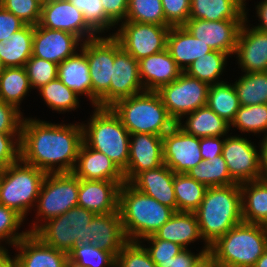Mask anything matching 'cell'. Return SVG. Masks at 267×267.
<instances>
[{"instance_id":"6da1fadb","label":"cell","mask_w":267,"mask_h":267,"mask_svg":"<svg viewBox=\"0 0 267 267\" xmlns=\"http://www.w3.org/2000/svg\"><path fill=\"white\" fill-rule=\"evenodd\" d=\"M82 142V123L53 124L23 118L20 159L45 173H72Z\"/></svg>"},{"instance_id":"7a4b0ae2","label":"cell","mask_w":267,"mask_h":267,"mask_svg":"<svg viewBox=\"0 0 267 267\" xmlns=\"http://www.w3.org/2000/svg\"><path fill=\"white\" fill-rule=\"evenodd\" d=\"M194 213L204 245L209 247L243 221L240 184L207 188L199 208Z\"/></svg>"},{"instance_id":"3957f363","label":"cell","mask_w":267,"mask_h":267,"mask_svg":"<svg viewBox=\"0 0 267 267\" xmlns=\"http://www.w3.org/2000/svg\"><path fill=\"white\" fill-rule=\"evenodd\" d=\"M118 210L126 239L140 241L153 235L175 211L125 182L119 189Z\"/></svg>"},{"instance_id":"277c9868","label":"cell","mask_w":267,"mask_h":267,"mask_svg":"<svg viewBox=\"0 0 267 267\" xmlns=\"http://www.w3.org/2000/svg\"><path fill=\"white\" fill-rule=\"evenodd\" d=\"M267 249V226L241 222L209 246L220 267H253Z\"/></svg>"},{"instance_id":"5b68a950","label":"cell","mask_w":267,"mask_h":267,"mask_svg":"<svg viewBox=\"0 0 267 267\" xmlns=\"http://www.w3.org/2000/svg\"><path fill=\"white\" fill-rule=\"evenodd\" d=\"M110 108L130 134L163 136L176 125L157 91H143L120 99Z\"/></svg>"},{"instance_id":"8992f818","label":"cell","mask_w":267,"mask_h":267,"mask_svg":"<svg viewBox=\"0 0 267 267\" xmlns=\"http://www.w3.org/2000/svg\"><path fill=\"white\" fill-rule=\"evenodd\" d=\"M87 125L82 124L83 142L104 153L124 172L129 159L130 133L110 107H94Z\"/></svg>"},{"instance_id":"52a82bcc","label":"cell","mask_w":267,"mask_h":267,"mask_svg":"<svg viewBox=\"0 0 267 267\" xmlns=\"http://www.w3.org/2000/svg\"><path fill=\"white\" fill-rule=\"evenodd\" d=\"M47 173L21 159L0 170V204L15 210L24 219L35 207Z\"/></svg>"},{"instance_id":"ba28073f","label":"cell","mask_w":267,"mask_h":267,"mask_svg":"<svg viewBox=\"0 0 267 267\" xmlns=\"http://www.w3.org/2000/svg\"><path fill=\"white\" fill-rule=\"evenodd\" d=\"M95 215L96 213L90 210L75 206L44 224L34 222L28 232L37 235L45 244L69 254L78 244H91L88 225Z\"/></svg>"},{"instance_id":"9c48e42d","label":"cell","mask_w":267,"mask_h":267,"mask_svg":"<svg viewBox=\"0 0 267 267\" xmlns=\"http://www.w3.org/2000/svg\"><path fill=\"white\" fill-rule=\"evenodd\" d=\"M81 50L86 54L92 82V106L110 107V82L115 58V38L98 36L84 41Z\"/></svg>"},{"instance_id":"30bf717a","label":"cell","mask_w":267,"mask_h":267,"mask_svg":"<svg viewBox=\"0 0 267 267\" xmlns=\"http://www.w3.org/2000/svg\"><path fill=\"white\" fill-rule=\"evenodd\" d=\"M80 179L73 173H47L37 198L38 217L43 222L78 206Z\"/></svg>"},{"instance_id":"8fae6325","label":"cell","mask_w":267,"mask_h":267,"mask_svg":"<svg viewBox=\"0 0 267 267\" xmlns=\"http://www.w3.org/2000/svg\"><path fill=\"white\" fill-rule=\"evenodd\" d=\"M209 86L182 72L175 81L162 86L157 93L177 124L185 115L207 105Z\"/></svg>"},{"instance_id":"7c38bea8","label":"cell","mask_w":267,"mask_h":267,"mask_svg":"<svg viewBox=\"0 0 267 267\" xmlns=\"http://www.w3.org/2000/svg\"><path fill=\"white\" fill-rule=\"evenodd\" d=\"M171 26L123 21L112 36L137 61L166 49Z\"/></svg>"},{"instance_id":"4fadbf2b","label":"cell","mask_w":267,"mask_h":267,"mask_svg":"<svg viewBox=\"0 0 267 267\" xmlns=\"http://www.w3.org/2000/svg\"><path fill=\"white\" fill-rule=\"evenodd\" d=\"M260 150L246 137L224 139L222 156L231 178L238 184L260 179Z\"/></svg>"},{"instance_id":"5bb4252c","label":"cell","mask_w":267,"mask_h":267,"mask_svg":"<svg viewBox=\"0 0 267 267\" xmlns=\"http://www.w3.org/2000/svg\"><path fill=\"white\" fill-rule=\"evenodd\" d=\"M163 161L174 173H187L203 161L199 137L187 134L176 124L162 136Z\"/></svg>"},{"instance_id":"9a60e30c","label":"cell","mask_w":267,"mask_h":267,"mask_svg":"<svg viewBox=\"0 0 267 267\" xmlns=\"http://www.w3.org/2000/svg\"><path fill=\"white\" fill-rule=\"evenodd\" d=\"M244 20L206 21L188 19L183 25L196 39L208 44L214 51L229 55L235 53L237 39Z\"/></svg>"},{"instance_id":"2e32d148","label":"cell","mask_w":267,"mask_h":267,"mask_svg":"<svg viewBox=\"0 0 267 267\" xmlns=\"http://www.w3.org/2000/svg\"><path fill=\"white\" fill-rule=\"evenodd\" d=\"M39 25L70 32L83 42L99 36L85 23L82 12L68 0H49L43 5Z\"/></svg>"},{"instance_id":"e0dca14e","label":"cell","mask_w":267,"mask_h":267,"mask_svg":"<svg viewBox=\"0 0 267 267\" xmlns=\"http://www.w3.org/2000/svg\"><path fill=\"white\" fill-rule=\"evenodd\" d=\"M82 42L78 36L70 32L52 30L38 24L34 26L32 56L60 64L75 55Z\"/></svg>"},{"instance_id":"ac0fdd59","label":"cell","mask_w":267,"mask_h":267,"mask_svg":"<svg viewBox=\"0 0 267 267\" xmlns=\"http://www.w3.org/2000/svg\"><path fill=\"white\" fill-rule=\"evenodd\" d=\"M130 138L127 169L123 172L125 182H130L142 171L164 164L162 136L135 133L130 134Z\"/></svg>"},{"instance_id":"d6986e66","label":"cell","mask_w":267,"mask_h":267,"mask_svg":"<svg viewBox=\"0 0 267 267\" xmlns=\"http://www.w3.org/2000/svg\"><path fill=\"white\" fill-rule=\"evenodd\" d=\"M138 61L115 39V58L110 82V106L116 101L143 92Z\"/></svg>"},{"instance_id":"ffe728a7","label":"cell","mask_w":267,"mask_h":267,"mask_svg":"<svg viewBox=\"0 0 267 267\" xmlns=\"http://www.w3.org/2000/svg\"><path fill=\"white\" fill-rule=\"evenodd\" d=\"M20 252L12 257V267H68V254L45 244L28 233L14 246Z\"/></svg>"},{"instance_id":"44dd1931","label":"cell","mask_w":267,"mask_h":267,"mask_svg":"<svg viewBox=\"0 0 267 267\" xmlns=\"http://www.w3.org/2000/svg\"><path fill=\"white\" fill-rule=\"evenodd\" d=\"M247 12L237 39L235 53L244 73L267 71V32L247 27Z\"/></svg>"},{"instance_id":"7402d4cb","label":"cell","mask_w":267,"mask_h":267,"mask_svg":"<svg viewBox=\"0 0 267 267\" xmlns=\"http://www.w3.org/2000/svg\"><path fill=\"white\" fill-rule=\"evenodd\" d=\"M72 173L84 180L116 181L120 186L125 183L118 166L104 153L88 147L84 142L79 148Z\"/></svg>"},{"instance_id":"603a6c76","label":"cell","mask_w":267,"mask_h":267,"mask_svg":"<svg viewBox=\"0 0 267 267\" xmlns=\"http://www.w3.org/2000/svg\"><path fill=\"white\" fill-rule=\"evenodd\" d=\"M119 189L116 181L80 179L78 206L96 214L117 212Z\"/></svg>"},{"instance_id":"cb8c5ba5","label":"cell","mask_w":267,"mask_h":267,"mask_svg":"<svg viewBox=\"0 0 267 267\" xmlns=\"http://www.w3.org/2000/svg\"><path fill=\"white\" fill-rule=\"evenodd\" d=\"M175 173L165 164L138 173L129 183L139 191L177 212L174 191Z\"/></svg>"},{"instance_id":"d4e9b609","label":"cell","mask_w":267,"mask_h":267,"mask_svg":"<svg viewBox=\"0 0 267 267\" xmlns=\"http://www.w3.org/2000/svg\"><path fill=\"white\" fill-rule=\"evenodd\" d=\"M138 68L145 91H158L162 86L175 81L183 72L167 48L139 60Z\"/></svg>"},{"instance_id":"484cf974","label":"cell","mask_w":267,"mask_h":267,"mask_svg":"<svg viewBox=\"0 0 267 267\" xmlns=\"http://www.w3.org/2000/svg\"><path fill=\"white\" fill-rule=\"evenodd\" d=\"M88 238L99 249L111 252L115 257L128 241L123 231L119 210L96 214L88 225Z\"/></svg>"},{"instance_id":"4316f807","label":"cell","mask_w":267,"mask_h":267,"mask_svg":"<svg viewBox=\"0 0 267 267\" xmlns=\"http://www.w3.org/2000/svg\"><path fill=\"white\" fill-rule=\"evenodd\" d=\"M166 48L183 72L192 62L213 51L208 44L196 39L184 26L170 27Z\"/></svg>"},{"instance_id":"83f0119b","label":"cell","mask_w":267,"mask_h":267,"mask_svg":"<svg viewBox=\"0 0 267 267\" xmlns=\"http://www.w3.org/2000/svg\"><path fill=\"white\" fill-rule=\"evenodd\" d=\"M154 235L161 240L171 241L188 249L190 243L202 239L194 212H175Z\"/></svg>"},{"instance_id":"f1b7e54d","label":"cell","mask_w":267,"mask_h":267,"mask_svg":"<svg viewBox=\"0 0 267 267\" xmlns=\"http://www.w3.org/2000/svg\"><path fill=\"white\" fill-rule=\"evenodd\" d=\"M245 0H191L189 19L245 20Z\"/></svg>"},{"instance_id":"f546056e","label":"cell","mask_w":267,"mask_h":267,"mask_svg":"<svg viewBox=\"0 0 267 267\" xmlns=\"http://www.w3.org/2000/svg\"><path fill=\"white\" fill-rule=\"evenodd\" d=\"M34 25L23 28L0 41V61L3 68L24 67L32 56Z\"/></svg>"},{"instance_id":"4dcf8cb0","label":"cell","mask_w":267,"mask_h":267,"mask_svg":"<svg viewBox=\"0 0 267 267\" xmlns=\"http://www.w3.org/2000/svg\"><path fill=\"white\" fill-rule=\"evenodd\" d=\"M58 78L77 95H86L92 103V82L86 54L80 49V54L65 59L58 64Z\"/></svg>"},{"instance_id":"1f68e13d","label":"cell","mask_w":267,"mask_h":267,"mask_svg":"<svg viewBox=\"0 0 267 267\" xmlns=\"http://www.w3.org/2000/svg\"><path fill=\"white\" fill-rule=\"evenodd\" d=\"M243 222L267 226V181L258 179L240 184Z\"/></svg>"},{"instance_id":"d6a6232c","label":"cell","mask_w":267,"mask_h":267,"mask_svg":"<svg viewBox=\"0 0 267 267\" xmlns=\"http://www.w3.org/2000/svg\"><path fill=\"white\" fill-rule=\"evenodd\" d=\"M186 119L184 125L179 121L178 126L187 134L195 137H216L223 138L227 135L230 129V124L218 116L207 105L198 108L192 113L185 115Z\"/></svg>"},{"instance_id":"836d02e7","label":"cell","mask_w":267,"mask_h":267,"mask_svg":"<svg viewBox=\"0 0 267 267\" xmlns=\"http://www.w3.org/2000/svg\"><path fill=\"white\" fill-rule=\"evenodd\" d=\"M30 86L25 67L3 68L0 74V100L20 110V103Z\"/></svg>"},{"instance_id":"e575fe53","label":"cell","mask_w":267,"mask_h":267,"mask_svg":"<svg viewBox=\"0 0 267 267\" xmlns=\"http://www.w3.org/2000/svg\"><path fill=\"white\" fill-rule=\"evenodd\" d=\"M207 106L231 125L241 106L234 85L225 81L210 85Z\"/></svg>"},{"instance_id":"d590c367","label":"cell","mask_w":267,"mask_h":267,"mask_svg":"<svg viewBox=\"0 0 267 267\" xmlns=\"http://www.w3.org/2000/svg\"><path fill=\"white\" fill-rule=\"evenodd\" d=\"M174 191L178 212H195L205 195L207 187L186 173H175Z\"/></svg>"},{"instance_id":"8d00e7d4","label":"cell","mask_w":267,"mask_h":267,"mask_svg":"<svg viewBox=\"0 0 267 267\" xmlns=\"http://www.w3.org/2000/svg\"><path fill=\"white\" fill-rule=\"evenodd\" d=\"M186 174L207 188L236 184L228 172L227 164L222 155L201 161L197 166L188 170Z\"/></svg>"},{"instance_id":"74e56055","label":"cell","mask_w":267,"mask_h":267,"mask_svg":"<svg viewBox=\"0 0 267 267\" xmlns=\"http://www.w3.org/2000/svg\"><path fill=\"white\" fill-rule=\"evenodd\" d=\"M233 85L241 106L267 104V71L244 73Z\"/></svg>"},{"instance_id":"f35d334b","label":"cell","mask_w":267,"mask_h":267,"mask_svg":"<svg viewBox=\"0 0 267 267\" xmlns=\"http://www.w3.org/2000/svg\"><path fill=\"white\" fill-rule=\"evenodd\" d=\"M229 56L227 53L213 50L192 62L184 72L188 76L204 81L209 85L224 82L220 81L219 77L225 69Z\"/></svg>"},{"instance_id":"ab89813d","label":"cell","mask_w":267,"mask_h":267,"mask_svg":"<svg viewBox=\"0 0 267 267\" xmlns=\"http://www.w3.org/2000/svg\"><path fill=\"white\" fill-rule=\"evenodd\" d=\"M38 91L46 105L60 113L75 110L79 106V95L64 85L59 78L50 81Z\"/></svg>"},{"instance_id":"60d3db41","label":"cell","mask_w":267,"mask_h":267,"mask_svg":"<svg viewBox=\"0 0 267 267\" xmlns=\"http://www.w3.org/2000/svg\"><path fill=\"white\" fill-rule=\"evenodd\" d=\"M68 259L73 267H116V257L93 244L76 245L68 254Z\"/></svg>"},{"instance_id":"b9f144b4","label":"cell","mask_w":267,"mask_h":267,"mask_svg":"<svg viewBox=\"0 0 267 267\" xmlns=\"http://www.w3.org/2000/svg\"><path fill=\"white\" fill-rule=\"evenodd\" d=\"M125 21L170 26L165 20L161 0H128Z\"/></svg>"},{"instance_id":"7bdbcfd3","label":"cell","mask_w":267,"mask_h":267,"mask_svg":"<svg viewBox=\"0 0 267 267\" xmlns=\"http://www.w3.org/2000/svg\"><path fill=\"white\" fill-rule=\"evenodd\" d=\"M230 126L237 127L241 132H265L267 136V104L240 106Z\"/></svg>"},{"instance_id":"ee69618b","label":"cell","mask_w":267,"mask_h":267,"mask_svg":"<svg viewBox=\"0 0 267 267\" xmlns=\"http://www.w3.org/2000/svg\"><path fill=\"white\" fill-rule=\"evenodd\" d=\"M83 14L85 23L96 33L111 29L116 24L106 15L101 0H68ZM111 27V28H110Z\"/></svg>"},{"instance_id":"f6af8a7d","label":"cell","mask_w":267,"mask_h":267,"mask_svg":"<svg viewBox=\"0 0 267 267\" xmlns=\"http://www.w3.org/2000/svg\"><path fill=\"white\" fill-rule=\"evenodd\" d=\"M31 88H41L58 78V64L31 56L25 64Z\"/></svg>"},{"instance_id":"bcb514c9","label":"cell","mask_w":267,"mask_h":267,"mask_svg":"<svg viewBox=\"0 0 267 267\" xmlns=\"http://www.w3.org/2000/svg\"><path fill=\"white\" fill-rule=\"evenodd\" d=\"M142 241H127L116 257V267H157Z\"/></svg>"},{"instance_id":"7dc6e473","label":"cell","mask_w":267,"mask_h":267,"mask_svg":"<svg viewBox=\"0 0 267 267\" xmlns=\"http://www.w3.org/2000/svg\"><path fill=\"white\" fill-rule=\"evenodd\" d=\"M23 221L24 218L15 210L0 204V244L2 241H7L6 243L9 245L15 246L19 240L25 237L29 233L27 230L22 233L17 231Z\"/></svg>"},{"instance_id":"c3c4849f","label":"cell","mask_w":267,"mask_h":267,"mask_svg":"<svg viewBox=\"0 0 267 267\" xmlns=\"http://www.w3.org/2000/svg\"><path fill=\"white\" fill-rule=\"evenodd\" d=\"M143 239L150 243L151 246L147 247L146 250L157 267H169L172 257L184 250L182 246L171 241L158 239L154 234Z\"/></svg>"},{"instance_id":"681fc988","label":"cell","mask_w":267,"mask_h":267,"mask_svg":"<svg viewBox=\"0 0 267 267\" xmlns=\"http://www.w3.org/2000/svg\"><path fill=\"white\" fill-rule=\"evenodd\" d=\"M0 5L26 24L36 26L40 22L42 5L35 0H2Z\"/></svg>"},{"instance_id":"f907efd6","label":"cell","mask_w":267,"mask_h":267,"mask_svg":"<svg viewBox=\"0 0 267 267\" xmlns=\"http://www.w3.org/2000/svg\"><path fill=\"white\" fill-rule=\"evenodd\" d=\"M20 138L21 133L0 132V170L20 160Z\"/></svg>"},{"instance_id":"816d5d0a","label":"cell","mask_w":267,"mask_h":267,"mask_svg":"<svg viewBox=\"0 0 267 267\" xmlns=\"http://www.w3.org/2000/svg\"><path fill=\"white\" fill-rule=\"evenodd\" d=\"M166 22L171 26H183L190 17L191 0H161Z\"/></svg>"},{"instance_id":"f5cc1de1","label":"cell","mask_w":267,"mask_h":267,"mask_svg":"<svg viewBox=\"0 0 267 267\" xmlns=\"http://www.w3.org/2000/svg\"><path fill=\"white\" fill-rule=\"evenodd\" d=\"M23 118L15 106L0 100V132L21 133Z\"/></svg>"},{"instance_id":"db71d44e","label":"cell","mask_w":267,"mask_h":267,"mask_svg":"<svg viewBox=\"0 0 267 267\" xmlns=\"http://www.w3.org/2000/svg\"><path fill=\"white\" fill-rule=\"evenodd\" d=\"M26 25L21 19L0 5V41Z\"/></svg>"},{"instance_id":"11a10c76","label":"cell","mask_w":267,"mask_h":267,"mask_svg":"<svg viewBox=\"0 0 267 267\" xmlns=\"http://www.w3.org/2000/svg\"><path fill=\"white\" fill-rule=\"evenodd\" d=\"M220 137L221 136L199 138L200 152L203 161L222 155L224 138L221 139Z\"/></svg>"},{"instance_id":"9f6ffc18","label":"cell","mask_w":267,"mask_h":267,"mask_svg":"<svg viewBox=\"0 0 267 267\" xmlns=\"http://www.w3.org/2000/svg\"><path fill=\"white\" fill-rule=\"evenodd\" d=\"M106 15L116 24L125 21L128 0H101ZM124 19V20H123Z\"/></svg>"},{"instance_id":"6f0895ef","label":"cell","mask_w":267,"mask_h":267,"mask_svg":"<svg viewBox=\"0 0 267 267\" xmlns=\"http://www.w3.org/2000/svg\"><path fill=\"white\" fill-rule=\"evenodd\" d=\"M184 249L177 256L172 257L169 267H194L209 252V247H203L201 252L193 254Z\"/></svg>"},{"instance_id":"680465c9","label":"cell","mask_w":267,"mask_h":267,"mask_svg":"<svg viewBox=\"0 0 267 267\" xmlns=\"http://www.w3.org/2000/svg\"><path fill=\"white\" fill-rule=\"evenodd\" d=\"M260 179L267 181V136L260 143Z\"/></svg>"},{"instance_id":"91938a15","label":"cell","mask_w":267,"mask_h":267,"mask_svg":"<svg viewBox=\"0 0 267 267\" xmlns=\"http://www.w3.org/2000/svg\"><path fill=\"white\" fill-rule=\"evenodd\" d=\"M257 17L260 19V24L255 28L267 32V0H263L256 5Z\"/></svg>"},{"instance_id":"94428289","label":"cell","mask_w":267,"mask_h":267,"mask_svg":"<svg viewBox=\"0 0 267 267\" xmlns=\"http://www.w3.org/2000/svg\"><path fill=\"white\" fill-rule=\"evenodd\" d=\"M8 250L0 245V267H12V258Z\"/></svg>"},{"instance_id":"6125c7cd","label":"cell","mask_w":267,"mask_h":267,"mask_svg":"<svg viewBox=\"0 0 267 267\" xmlns=\"http://www.w3.org/2000/svg\"><path fill=\"white\" fill-rule=\"evenodd\" d=\"M194 267H220V266L209 254H206Z\"/></svg>"},{"instance_id":"be15d7a7","label":"cell","mask_w":267,"mask_h":267,"mask_svg":"<svg viewBox=\"0 0 267 267\" xmlns=\"http://www.w3.org/2000/svg\"><path fill=\"white\" fill-rule=\"evenodd\" d=\"M253 267H267V249L264 251L263 255L256 261Z\"/></svg>"},{"instance_id":"e7e4bbea","label":"cell","mask_w":267,"mask_h":267,"mask_svg":"<svg viewBox=\"0 0 267 267\" xmlns=\"http://www.w3.org/2000/svg\"><path fill=\"white\" fill-rule=\"evenodd\" d=\"M37 1L39 4H41L42 6L45 5L49 0H35Z\"/></svg>"},{"instance_id":"03108f58","label":"cell","mask_w":267,"mask_h":267,"mask_svg":"<svg viewBox=\"0 0 267 267\" xmlns=\"http://www.w3.org/2000/svg\"><path fill=\"white\" fill-rule=\"evenodd\" d=\"M2 70H3V66H2L1 61H0V74H1Z\"/></svg>"}]
</instances>
